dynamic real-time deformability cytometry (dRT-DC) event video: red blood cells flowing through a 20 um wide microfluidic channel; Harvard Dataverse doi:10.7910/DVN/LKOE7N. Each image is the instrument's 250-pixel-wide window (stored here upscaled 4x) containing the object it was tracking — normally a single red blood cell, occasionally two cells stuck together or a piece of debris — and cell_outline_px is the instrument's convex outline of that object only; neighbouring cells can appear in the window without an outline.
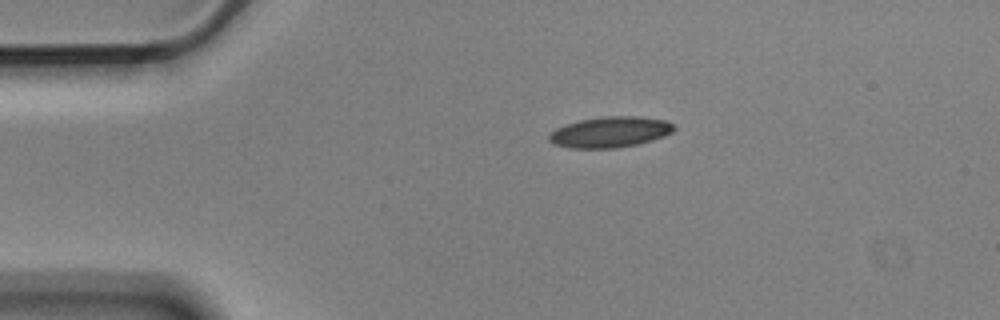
{"species": "Egyptian fruit bat (a non-hibernating species)", "species_latin": "Rousettus aegyptiacus", "temperature_condition": "cold", "stored_images_in_passage": 2, "camera_frame_rate_fps": 3000, "um_per_image_px": 0.085, "animal": {"sex": "male"}, "frame": {"image": 1, "passage_image": 2, "time_ms": 0.333, "image_size_px": [1000, 320], "cell_outline_px": [[676, 128], [672, 132], [664, 136], [640, 144], [616, 148], [568, 148], [556, 144], [548, 140], [548, 136], [556, 128], [564, 124], [580, 120], [600, 116], [640, 116], [664, 120], [672, 124]], "centroid_in_image_um": [51.85, 11.22], "position_along_channel_um": 33.1, "area_um2": 22.54}}